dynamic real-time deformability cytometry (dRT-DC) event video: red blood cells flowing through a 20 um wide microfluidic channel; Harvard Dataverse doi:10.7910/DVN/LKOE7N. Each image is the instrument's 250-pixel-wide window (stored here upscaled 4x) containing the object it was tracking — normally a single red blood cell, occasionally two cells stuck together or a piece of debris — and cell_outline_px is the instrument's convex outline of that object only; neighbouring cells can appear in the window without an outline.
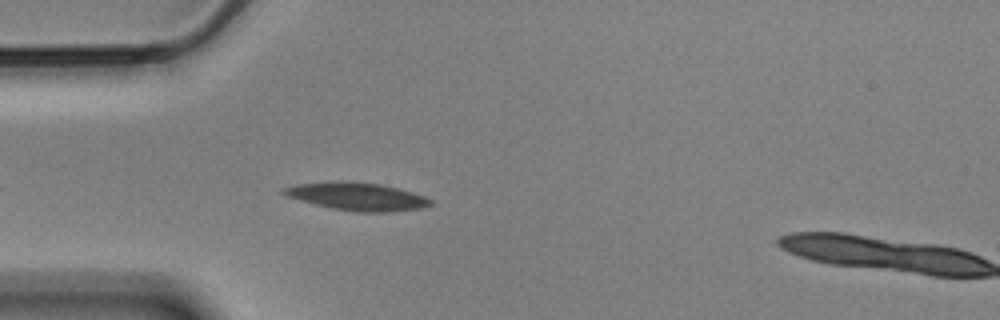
{"species": "Egyptian fruit bat (a non-hibernating species)", "species_latin": "Rousettus aegyptiacus", "temperature_condition": "cold", "stored_images_in_passage": 40, "camera_frame_rate_fps": 3000, "um_per_image_px": 0.085, "animal": {"sex": "male"}, "frame": {"image": 1, "passage_image": 2, "time_ms": 0.333, "image_size_px": [1000, 320], "cell_outline_px": [[432, 204], [420, 208], [384, 212], [356, 212], [332, 208], [300, 200], [288, 196], [280, 192], [284, 188], [296, 184], [332, 180], [356, 180], [380, 184], [412, 192], [424, 196], [432, 200]], "centroid_in_image_um": [30.32, 16.67], "position_along_channel_um": 54.7, "area_um2": 23.87}}
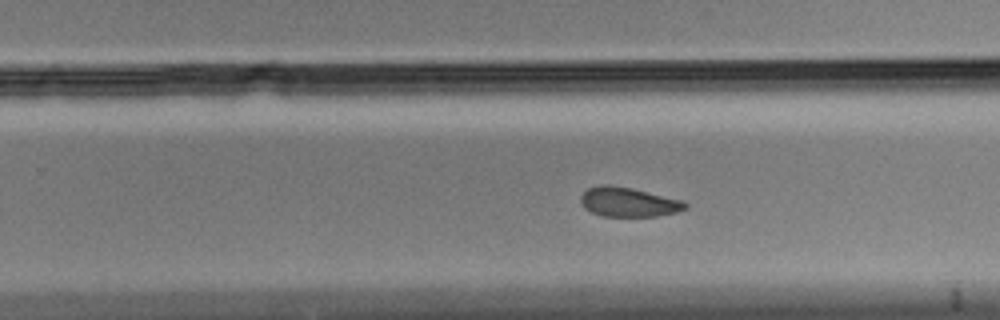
{"frame": {"image": 2, "passage_image": 18, "time_ms": 5.667, "image_size_px": [1000, 320], "cell_outline_px": [[688, 208], [676, 212], [656, 216], [600, 216], [584, 208], [580, 200], [580, 196], [588, 188], [600, 184], [608, 184], [632, 188], [680, 200], [688, 204]], "centroid_in_image_um": [53.38, 17.17], "position_along_channel_um": 276.4, "area_um2": 17.86}}
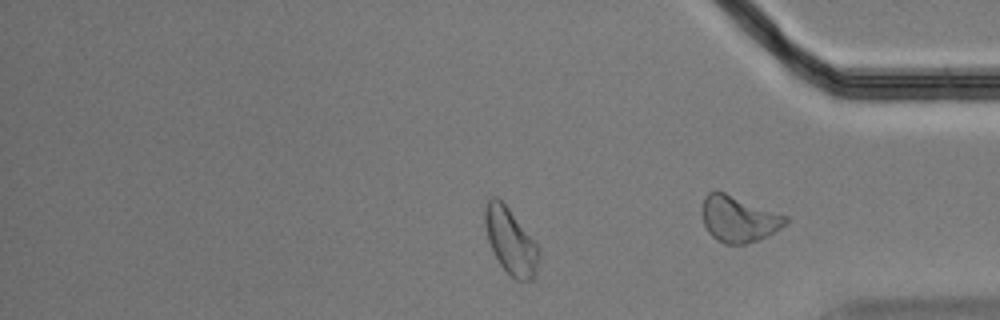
{"frame": {"image": 3, "passage_image": 30, "time_ms": 9.667, "image_size_px": [1000, 320], "cell_outline_px": [[540, 252], [536, 276], [532, 280], [516, 280], [500, 264], [488, 240], [484, 220], [484, 208], [488, 200], [492, 196], [496, 196], [508, 208], [536, 244]], "centroid_in_image_um": [43.4, 20.51], "position_along_channel_um": 391.8, "area_um2": 20.29}, "authors_computed_cell_mechanics": {"area_um2": 19.3341, "velocity_mm_per_s": 3.4752, "shape_relaxation_time_tau1_ms": 3.3119, "shape_relaxation_time_tau2_ms": 5.1952, "deformation_change_tau1": 0.0743, "deformation_change_tau2": 0.0922}}